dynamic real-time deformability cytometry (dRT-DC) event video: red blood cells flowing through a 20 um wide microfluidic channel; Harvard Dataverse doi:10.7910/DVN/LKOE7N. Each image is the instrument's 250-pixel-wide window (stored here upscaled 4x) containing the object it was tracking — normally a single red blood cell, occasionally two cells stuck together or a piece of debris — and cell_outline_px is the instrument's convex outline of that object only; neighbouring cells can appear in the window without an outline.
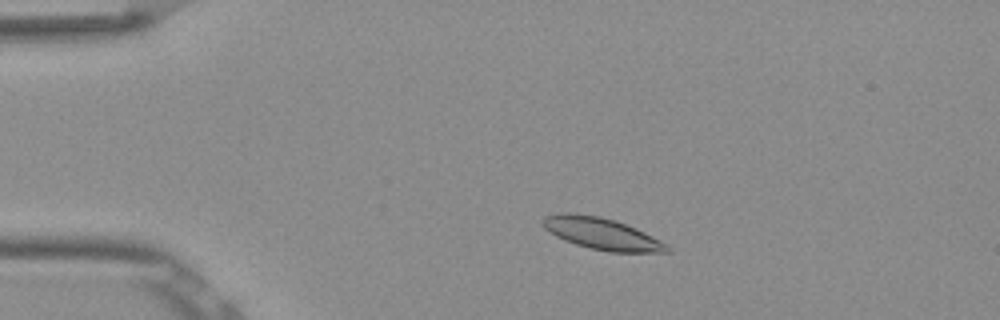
{"species": "Egyptian fruit bat (a non-hibernating species)", "species_latin": "Rousettus aegyptiacus", "temperature_condition": "room temperature", "stored_images_in_passage": 49, "camera_frame_rate_fps": 3000, "um_per_image_px": 0.085, "frame": {"image": 1, "passage_image": 7, "time_ms": 2.0, "image_size_px": [1000, 320], "cell_outline_px": [[672, 248], [668, 252], [608, 252], [576, 244], [564, 240], [556, 236], [544, 228], [540, 224], [540, 220], [544, 216], [560, 212], [572, 212], [596, 216], [612, 220], [636, 228], [668, 244]], "centroid_in_image_um": [51.11, 19.85], "position_along_channel_um": 33.9, "area_um2": 22.95}}
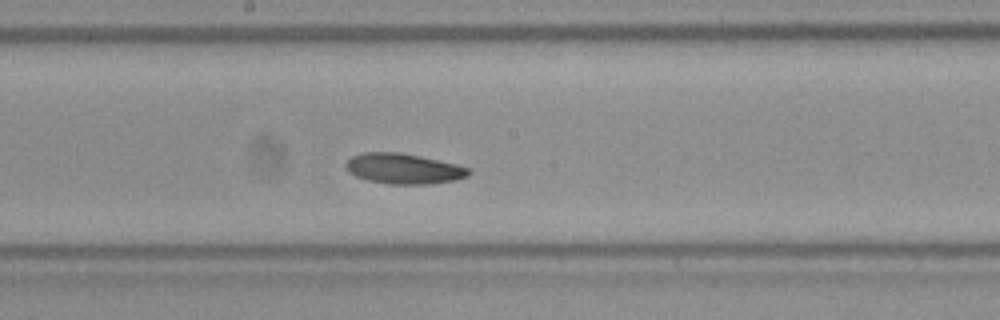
{"frame": {"image": 2, "passage_image": 25, "time_ms": 8.0, "image_size_px": [1000, 320], "cell_outline_px": [[472, 172], [468, 176], [456, 180], [432, 184], [388, 184], [368, 180], [356, 176], [348, 172], [344, 164], [352, 156], [364, 152], [400, 152], [420, 156], [456, 164], [472, 168]], "centroid_in_image_um": [34.33, 14.34], "position_along_channel_um": 213.9, "area_um2": 21.96}}
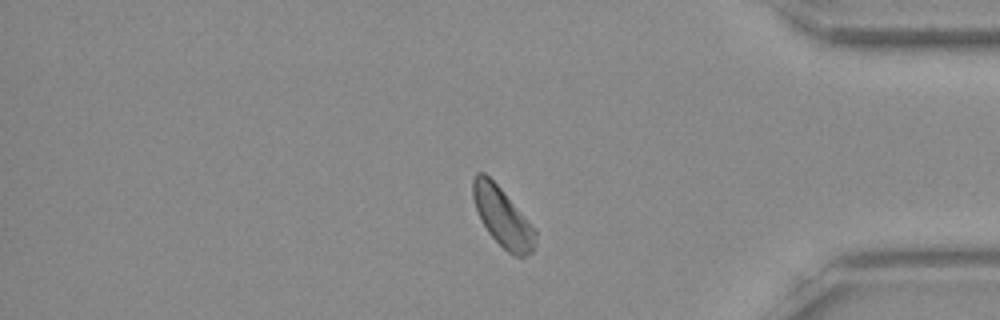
{"frame": {"image": 3, "passage_image": 41, "time_ms": 13.333, "image_size_px": [1000, 320], "cell_outline_px": [[536, 236], [532, 252], [524, 256], [512, 256], [488, 232], [480, 220], [472, 196], [472, 180], [476, 172], [484, 172], [500, 188], [528, 220], [536, 232]], "centroid_in_image_um": [42.68, 18.44], "position_along_channel_um": 392.5, "area_um2": 21.15}, "authors_computed_cell_mechanics": {"area_um2": 21.7906, "velocity_mm_per_s": 3.7948, "shape_relaxation_time_tau1_ms": null, "shape_relaxation_time_tau2_ms": 9.0596, "deformation_change_tau1": null, "deformation_change_tau2": 0.1497}}